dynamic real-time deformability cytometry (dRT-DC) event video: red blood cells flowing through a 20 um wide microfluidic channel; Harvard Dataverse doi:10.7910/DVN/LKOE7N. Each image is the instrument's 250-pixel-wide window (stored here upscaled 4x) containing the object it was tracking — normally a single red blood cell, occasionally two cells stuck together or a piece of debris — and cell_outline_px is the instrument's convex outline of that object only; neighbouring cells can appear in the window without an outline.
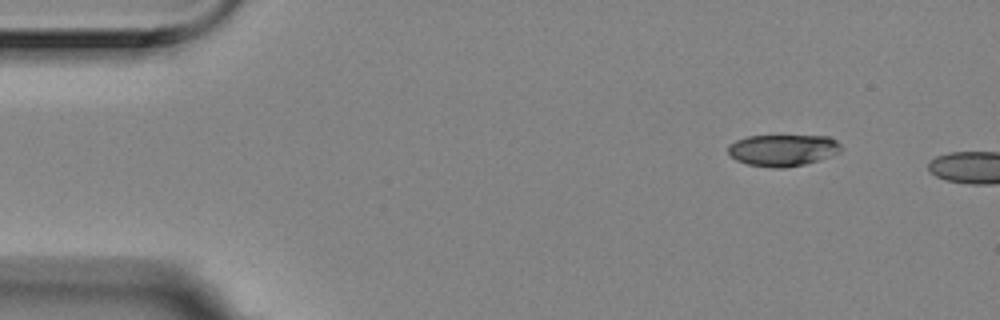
{"species": "Egyptian fruit bat (a non-hibernating species)", "species_latin": "Rousettus aegyptiacus", "temperature_condition": "room temperature", "stored_images_in_passage": 2, "camera_frame_rate_fps": 3000, "um_per_image_px": 0.085, "animal": {"sex": "female"}, "frame": {"image": 1, "passage_image": 1, "time_ms": 0.0, "image_size_px": [1000, 320], "cell_outline_px": [[840, 152], [804, 164], [784, 168], [772, 168], [748, 164], [736, 160], [728, 152], [728, 144], [736, 140], [748, 136], [828, 136], [836, 140], [840, 144]], "centroid_in_image_um": [66.5, 12.76], "position_along_channel_um": 18.5, "area_um2": 20.63}}